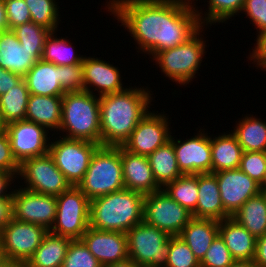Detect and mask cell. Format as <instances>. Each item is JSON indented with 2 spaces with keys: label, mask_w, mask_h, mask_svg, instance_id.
I'll list each match as a JSON object with an SVG mask.
<instances>
[{
  "label": "cell",
  "mask_w": 266,
  "mask_h": 267,
  "mask_svg": "<svg viewBox=\"0 0 266 267\" xmlns=\"http://www.w3.org/2000/svg\"><path fill=\"white\" fill-rule=\"evenodd\" d=\"M195 3L192 0H109L105 9L131 34L138 52L151 58L160 51L184 44L202 27Z\"/></svg>",
  "instance_id": "cell-1"
},
{
  "label": "cell",
  "mask_w": 266,
  "mask_h": 267,
  "mask_svg": "<svg viewBox=\"0 0 266 267\" xmlns=\"http://www.w3.org/2000/svg\"><path fill=\"white\" fill-rule=\"evenodd\" d=\"M151 92L148 87L131 86L99 97L101 146H123L137 124L150 112L155 98Z\"/></svg>",
  "instance_id": "cell-2"
},
{
  "label": "cell",
  "mask_w": 266,
  "mask_h": 267,
  "mask_svg": "<svg viewBox=\"0 0 266 267\" xmlns=\"http://www.w3.org/2000/svg\"><path fill=\"white\" fill-rule=\"evenodd\" d=\"M144 196L124 188L91 200L89 227L127 233L143 221Z\"/></svg>",
  "instance_id": "cell-3"
},
{
  "label": "cell",
  "mask_w": 266,
  "mask_h": 267,
  "mask_svg": "<svg viewBox=\"0 0 266 267\" xmlns=\"http://www.w3.org/2000/svg\"><path fill=\"white\" fill-rule=\"evenodd\" d=\"M60 133L68 139H83L101 145L99 96L85 90L65 93Z\"/></svg>",
  "instance_id": "cell-4"
},
{
  "label": "cell",
  "mask_w": 266,
  "mask_h": 267,
  "mask_svg": "<svg viewBox=\"0 0 266 267\" xmlns=\"http://www.w3.org/2000/svg\"><path fill=\"white\" fill-rule=\"evenodd\" d=\"M77 187L90 201L124 189L121 146H100Z\"/></svg>",
  "instance_id": "cell-5"
},
{
  "label": "cell",
  "mask_w": 266,
  "mask_h": 267,
  "mask_svg": "<svg viewBox=\"0 0 266 267\" xmlns=\"http://www.w3.org/2000/svg\"><path fill=\"white\" fill-rule=\"evenodd\" d=\"M204 28L202 26L184 44L160 51L151 57L162 73L177 85L186 86L196 78L195 74L198 73L202 58L206 55V40L201 34Z\"/></svg>",
  "instance_id": "cell-6"
},
{
  "label": "cell",
  "mask_w": 266,
  "mask_h": 267,
  "mask_svg": "<svg viewBox=\"0 0 266 267\" xmlns=\"http://www.w3.org/2000/svg\"><path fill=\"white\" fill-rule=\"evenodd\" d=\"M129 258L137 266L164 267L170 250V235L142 221L127 233Z\"/></svg>",
  "instance_id": "cell-7"
},
{
  "label": "cell",
  "mask_w": 266,
  "mask_h": 267,
  "mask_svg": "<svg viewBox=\"0 0 266 267\" xmlns=\"http://www.w3.org/2000/svg\"><path fill=\"white\" fill-rule=\"evenodd\" d=\"M56 200V218L49 232L71 240H81L89 228L90 200L77 186H71Z\"/></svg>",
  "instance_id": "cell-8"
},
{
  "label": "cell",
  "mask_w": 266,
  "mask_h": 267,
  "mask_svg": "<svg viewBox=\"0 0 266 267\" xmlns=\"http://www.w3.org/2000/svg\"><path fill=\"white\" fill-rule=\"evenodd\" d=\"M59 138H55L56 141L52 139L49 154L71 186H77L82 181L93 154L101 145L83 139H68L61 134Z\"/></svg>",
  "instance_id": "cell-9"
},
{
  "label": "cell",
  "mask_w": 266,
  "mask_h": 267,
  "mask_svg": "<svg viewBox=\"0 0 266 267\" xmlns=\"http://www.w3.org/2000/svg\"><path fill=\"white\" fill-rule=\"evenodd\" d=\"M48 232L43 226L13 218L1 230L2 259L9 264L25 265Z\"/></svg>",
  "instance_id": "cell-10"
},
{
  "label": "cell",
  "mask_w": 266,
  "mask_h": 267,
  "mask_svg": "<svg viewBox=\"0 0 266 267\" xmlns=\"http://www.w3.org/2000/svg\"><path fill=\"white\" fill-rule=\"evenodd\" d=\"M191 219V212L173 200L163 188L144 196L143 221L170 236H179Z\"/></svg>",
  "instance_id": "cell-11"
},
{
  "label": "cell",
  "mask_w": 266,
  "mask_h": 267,
  "mask_svg": "<svg viewBox=\"0 0 266 267\" xmlns=\"http://www.w3.org/2000/svg\"><path fill=\"white\" fill-rule=\"evenodd\" d=\"M17 179H24L20 187L55 197L71 187L49 153L24 160Z\"/></svg>",
  "instance_id": "cell-12"
},
{
  "label": "cell",
  "mask_w": 266,
  "mask_h": 267,
  "mask_svg": "<svg viewBox=\"0 0 266 267\" xmlns=\"http://www.w3.org/2000/svg\"><path fill=\"white\" fill-rule=\"evenodd\" d=\"M18 187L12 193L13 218L20 222L35 223L50 231L56 218V197Z\"/></svg>",
  "instance_id": "cell-13"
},
{
  "label": "cell",
  "mask_w": 266,
  "mask_h": 267,
  "mask_svg": "<svg viewBox=\"0 0 266 267\" xmlns=\"http://www.w3.org/2000/svg\"><path fill=\"white\" fill-rule=\"evenodd\" d=\"M164 110L161 113L150 111L132 131L123 147L134 154L149 156L171 138L169 116ZM170 130V131H169Z\"/></svg>",
  "instance_id": "cell-14"
},
{
  "label": "cell",
  "mask_w": 266,
  "mask_h": 267,
  "mask_svg": "<svg viewBox=\"0 0 266 267\" xmlns=\"http://www.w3.org/2000/svg\"><path fill=\"white\" fill-rule=\"evenodd\" d=\"M11 150L19 164L24 160L49 153V131L35 122L20 120L7 124Z\"/></svg>",
  "instance_id": "cell-15"
},
{
  "label": "cell",
  "mask_w": 266,
  "mask_h": 267,
  "mask_svg": "<svg viewBox=\"0 0 266 267\" xmlns=\"http://www.w3.org/2000/svg\"><path fill=\"white\" fill-rule=\"evenodd\" d=\"M198 132L197 135L194 134V137L183 141L174 139L173 136V147L178 167L183 174L212 173L210 135L201 128Z\"/></svg>",
  "instance_id": "cell-16"
},
{
  "label": "cell",
  "mask_w": 266,
  "mask_h": 267,
  "mask_svg": "<svg viewBox=\"0 0 266 267\" xmlns=\"http://www.w3.org/2000/svg\"><path fill=\"white\" fill-rule=\"evenodd\" d=\"M219 185L225 212L232 217L251 197L261 192V186L243 171L222 170L214 173Z\"/></svg>",
  "instance_id": "cell-17"
},
{
  "label": "cell",
  "mask_w": 266,
  "mask_h": 267,
  "mask_svg": "<svg viewBox=\"0 0 266 267\" xmlns=\"http://www.w3.org/2000/svg\"><path fill=\"white\" fill-rule=\"evenodd\" d=\"M81 240L102 266L129 258L126 233L89 227Z\"/></svg>",
  "instance_id": "cell-18"
},
{
  "label": "cell",
  "mask_w": 266,
  "mask_h": 267,
  "mask_svg": "<svg viewBox=\"0 0 266 267\" xmlns=\"http://www.w3.org/2000/svg\"><path fill=\"white\" fill-rule=\"evenodd\" d=\"M109 62L95 58V56L86 57L84 55L82 67L85 91L100 97L126 89V86L123 87L120 69ZM94 91L98 93L95 94Z\"/></svg>",
  "instance_id": "cell-19"
},
{
  "label": "cell",
  "mask_w": 266,
  "mask_h": 267,
  "mask_svg": "<svg viewBox=\"0 0 266 267\" xmlns=\"http://www.w3.org/2000/svg\"><path fill=\"white\" fill-rule=\"evenodd\" d=\"M43 50H28L14 32L4 30L0 37V67L22 78L42 58Z\"/></svg>",
  "instance_id": "cell-20"
},
{
  "label": "cell",
  "mask_w": 266,
  "mask_h": 267,
  "mask_svg": "<svg viewBox=\"0 0 266 267\" xmlns=\"http://www.w3.org/2000/svg\"><path fill=\"white\" fill-rule=\"evenodd\" d=\"M124 187L143 195L161 188L157 185L147 156L134 154L121 146Z\"/></svg>",
  "instance_id": "cell-21"
},
{
  "label": "cell",
  "mask_w": 266,
  "mask_h": 267,
  "mask_svg": "<svg viewBox=\"0 0 266 267\" xmlns=\"http://www.w3.org/2000/svg\"><path fill=\"white\" fill-rule=\"evenodd\" d=\"M191 214L192 218L217 222L230 218L222 204L218 181L214 173L198 174V201Z\"/></svg>",
  "instance_id": "cell-22"
},
{
  "label": "cell",
  "mask_w": 266,
  "mask_h": 267,
  "mask_svg": "<svg viewBox=\"0 0 266 267\" xmlns=\"http://www.w3.org/2000/svg\"><path fill=\"white\" fill-rule=\"evenodd\" d=\"M30 95L63 96L61 66L38 60L23 77Z\"/></svg>",
  "instance_id": "cell-23"
},
{
  "label": "cell",
  "mask_w": 266,
  "mask_h": 267,
  "mask_svg": "<svg viewBox=\"0 0 266 267\" xmlns=\"http://www.w3.org/2000/svg\"><path fill=\"white\" fill-rule=\"evenodd\" d=\"M219 235L234 260H254L256 238L234 218L230 217L219 222Z\"/></svg>",
  "instance_id": "cell-24"
},
{
  "label": "cell",
  "mask_w": 266,
  "mask_h": 267,
  "mask_svg": "<svg viewBox=\"0 0 266 267\" xmlns=\"http://www.w3.org/2000/svg\"><path fill=\"white\" fill-rule=\"evenodd\" d=\"M61 114L62 96H29L25 120L57 133L61 125Z\"/></svg>",
  "instance_id": "cell-25"
},
{
  "label": "cell",
  "mask_w": 266,
  "mask_h": 267,
  "mask_svg": "<svg viewBox=\"0 0 266 267\" xmlns=\"http://www.w3.org/2000/svg\"><path fill=\"white\" fill-rule=\"evenodd\" d=\"M218 235L219 222L192 218L184 226L179 236L186 242L200 262Z\"/></svg>",
  "instance_id": "cell-26"
},
{
  "label": "cell",
  "mask_w": 266,
  "mask_h": 267,
  "mask_svg": "<svg viewBox=\"0 0 266 267\" xmlns=\"http://www.w3.org/2000/svg\"><path fill=\"white\" fill-rule=\"evenodd\" d=\"M219 136H210L212 152V173L222 170L238 169L243 150L236 137L223 132ZM213 136V138H212Z\"/></svg>",
  "instance_id": "cell-27"
},
{
  "label": "cell",
  "mask_w": 266,
  "mask_h": 267,
  "mask_svg": "<svg viewBox=\"0 0 266 267\" xmlns=\"http://www.w3.org/2000/svg\"><path fill=\"white\" fill-rule=\"evenodd\" d=\"M71 241L48 232L25 267H62Z\"/></svg>",
  "instance_id": "cell-28"
},
{
  "label": "cell",
  "mask_w": 266,
  "mask_h": 267,
  "mask_svg": "<svg viewBox=\"0 0 266 267\" xmlns=\"http://www.w3.org/2000/svg\"><path fill=\"white\" fill-rule=\"evenodd\" d=\"M247 115L238 121L231 133L236 137L243 152H266L265 119L263 121L253 114Z\"/></svg>",
  "instance_id": "cell-29"
},
{
  "label": "cell",
  "mask_w": 266,
  "mask_h": 267,
  "mask_svg": "<svg viewBox=\"0 0 266 267\" xmlns=\"http://www.w3.org/2000/svg\"><path fill=\"white\" fill-rule=\"evenodd\" d=\"M148 160L160 188H164L168 183L183 175L178 167L172 135L170 141L148 156Z\"/></svg>",
  "instance_id": "cell-30"
},
{
  "label": "cell",
  "mask_w": 266,
  "mask_h": 267,
  "mask_svg": "<svg viewBox=\"0 0 266 267\" xmlns=\"http://www.w3.org/2000/svg\"><path fill=\"white\" fill-rule=\"evenodd\" d=\"M232 218L255 238L266 234V199L262 192L248 199Z\"/></svg>",
  "instance_id": "cell-31"
},
{
  "label": "cell",
  "mask_w": 266,
  "mask_h": 267,
  "mask_svg": "<svg viewBox=\"0 0 266 267\" xmlns=\"http://www.w3.org/2000/svg\"><path fill=\"white\" fill-rule=\"evenodd\" d=\"M56 33L51 32L46 38L41 59L57 66L82 64L84 56L75 53L73 44L67 38L57 37Z\"/></svg>",
  "instance_id": "cell-32"
},
{
  "label": "cell",
  "mask_w": 266,
  "mask_h": 267,
  "mask_svg": "<svg viewBox=\"0 0 266 267\" xmlns=\"http://www.w3.org/2000/svg\"><path fill=\"white\" fill-rule=\"evenodd\" d=\"M29 96L24 79L0 96V110L6 124L25 120Z\"/></svg>",
  "instance_id": "cell-33"
},
{
  "label": "cell",
  "mask_w": 266,
  "mask_h": 267,
  "mask_svg": "<svg viewBox=\"0 0 266 267\" xmlns=\"http://www.w3.org/2000/svg\"><path fill=\"white\" fill-rule=\"evenodd\" d=\"M163 189L191 213L195 210L198 201V174H183Z\"/></svg>",
  "instance_id": "cell-34"
},
{
  "label": "cell",
  "mask_w": 266,
  "mask_h": 267,
  "mask_svg": "<svg viewBox=\"0 0 266 267\" xmlns=\"http://www.w3.org/2000/svg\"><path fill=\"white\" fill-rule=\"evenodd\" d=\"M195 0H192L194 2ZM198 1V0H196ZM209 5L207 12L202 13L201 10L196 8V12L198 15V20L201 26L210 27L214 23H226L227 20H230L231 17H235V15H239L241 12L245 0H209L207 1ZM204 15V16H202ZM209 24V25H208Z\"/></svg>",
  "instance_id": "cell-35"
},
{
  "label": "cell",
  "mask_w": 266,
  "mask_h": 267,
  "mask_svg": "<svg viewBox=\"0 0 266 267\" xmlns=\"http://www.w3.org/2000/svg\"><path fill=\"white\" fill-rule=\"evenodd\" d=\"M57 0H25L30 11L31 21L51 32H57L60 11Z\"/></svg>",
  "instance_id": "cell-36"
},
{
  "label": "cell",
  "mask_w": 266,
  "mask_h": 267,
  "mask_svg": "<svg viewBox=\"0 0 266 267\" xmlns=\"http://www.w3.org/2000/svg\"><path fill=\"white\" fill-rule=\"evenodd\" d=\"M18 41L28 50H43L46 38L51 31L33 21L12 29Z\"/></svg>",
  "instance_id": "cell-37"
},
{
  "label": "cell",
  "mask_w": 266,
  "mask_h": 267,
  "mask_svg": "<svg viewBox=\"0 0 266 267\" xmlns=\"http://www.w3.org/2000/svg\"><path fill=\"white\" fill-rule=\"evenodd\" d=\"M164 267H200V262L180 236H171L169 255Z\"/></svg>",
  "instance_id": "cell-38"
},
{
  "label": "cell",
  "mask_w": 266,
  "mask_h": 267,
  "mask_svg": "<svg viewBox=\"0 0 266 267\" xmlns=\"http://www.w3.org/2000/svg\"><path fill=\"white\" fill-rule=\"evenodd\" d=\"M62 267H102L82 240H72Z\"/></svg>",
  "instance_id": "cell-39"
},
{
  "label": "cell",
  "mask_w": 266,
  "mask_h": 267,
  "mask_svg": "<svg viewBox=\"0 0 266 267\" xmlns=\"http://www.w3.org/2000/svg\"><path fill=\"white\" fill-rule=\"evenodd\" d=\"M233 261L224 240L218 235L200 261V267H228Z\"/></svg>",
  "instance_id": "cell-40"
},
{
  "label": "cell",
  "mask_w": 266,
  "mask_h": 267,
  "mask_svg": "<svg viewBox=\"0 0 266 267\" xmlns=\"http://www.w3.org/2000/svg\"><path fill=\"white\" fill-rule=\"evenodd\" d=\"M239 169L261 185L266 171V152H243Z\"/></svg>",
  "instance_id": "cell-41"
},
{
  "label": "cell",
  "mask_w": 266,
  "mask_h": 267,
  "mask_svg": "<svg viewBox=\"0 0 266 267\" xmlns=\"http://www.w3.org/2000/svg\"><path fill=\"white\" fill-rule=\"evenodd\" d=\"M61 87L65 93L84 90L82 64L61 66Z\"/></svg>",
  "instance_id": "cell-42"
},
{
  "label": "cell",
  "mask_w": 266,
  "mask_h": 267,
  "mask_svg": "<svg viewBox=\"0 0 266 267\" xmlns=\"http://www.w3.org/2000/svg\"><path fill=\"white\" fill-rule=\"evenodd\" d=\"M9 29L31 21L25 0H4Z\"/></svg>",
  "instance_id": "cell-43"
},
{
  "label": "cell",
  "mask_w": 266,
  "mask_h": 267,
  "mask_svg": "<svg viewBox=\"0 0 266 267\" xmlns=\"http://www.w3.org/2000/svg\"><path fill=\"white\" fill-rule=\"evenodd\" d=\"M240 13L249 18L257 33L266 31V0H245Z\"/></svg>",
  "instance_id": "cell-44"
},
{
  "label": "cell",
  "mask_w": 266,
  "mask_h": 267,
  "mask_svg": "<svg viewBox=\"0 0 266 267\" xmlns=\"http://www.w3.org/2000/svg\"><path fill=\"white\" fill-rule=\"evenodd\" d=\"M0 170L18 177L20 164L14 158L6 130L0 132Z\"/></svg>",
  "instance_id": "cell-45"
},
{
  "label": "cell",
  "mask_w": 266,
  "mask_h": 267,
  "mask_svg": "<svg viewBox=\"0 0 266 267\" xmlns=\"http://www.w3.org/2000/svg\"><path fill=\"white\" fill-rule=\"evenodd\" d=\"M256 43L254 44V49L250 52L248 56L250 61L256 65L255 67L266 71V31L257 33Z\"/></svg>",
  "instance_id": "cell-46"
},
{
  "label": "cell",
  "mask_w": 266,
  "mask_h": 267,
  "mask_svg": "<svg viewBox=\"0 0 266 267\" xmlns=\"http://www.w3.org/2000/svg\"><path fill=\"white\" fill-rule=\"evenodd\" d=\"M23 78L0 67V96L16 86Z\"/></svg>",
  "instance_id": "cell-47"
},
{
  "label": "cell",
  "mask_w": 266,
  "mask_h": 267,
  "mask_svg": "<svg viewBox=\"0 0 266 267\" xmlns=\"http://www.w3.org/2000/svg\"><path fill=\"white\" fill-rule=\"evenodd\" d=\"M13 198H0V229H4L6 225L13 219Z\"/></svg>",
  "instance_id": "cell-48"
},
{
  "label": "cell",
  "mask_w": 266,
  "mask_h": 267,
  "mask_svg": "<svg viewBox=\"0 0 266 267\" xmlns=\"http://www.w3.org/2000/svg\"><path fill=\"white\" fill-rule=\"evenodd\" d=\"M14 178H17L14 174L0 170V198L10 197L12 195L14 188L11 185L15 182Z\"/></svg>",
  "instance_id": "cell-49"
},
{
  "label": "cell",
  "mask_w": 266,
  "mask_h": 267,
  "mask_svg": "<svg viewBox=\"0 0 266 267\" xmlns=\"http://www.w3.org/2000/svg\"><path fill=\"white\" fill-rule=\"evenodd\" d=\"M254 263L258 267H266V234L256 238Z\"/></svg>",
  "instance_id": "cell-50"
},
{
  "label": "cell",
  "mask_w": 266,
  "mask_h": 267,
  "mask_svg": "<svg viewBox=\"0 0 266 267\" xmlns=\"http://www.w3.org/2000/svg\"><path fill=\"white\" fill-rule=\"evenodd\" d=\"M0 29L3 31L9 29L4 0H0Z\"/></svg>",
  "instance_id": "cell-51"
},
{
  "label": "cell",
  "mask_w": 266,
  "mask_h": 267,
  "mask_svg": "<svg viewBox=\"0 0 266 267\" xmlns=\"http://www.w3.org/2000/svg\"><path fill=\"white\" fill-rule=\"evenodd\" d=\"M228 267H258L253 260H234Z\"/></svg>",
  "instance_id": "cell-52"
},
{
  "label": "cell",
  "mask_w": 266,
  "mask_h": 267,
  "mask_svg": "<svg viewBox=\"0 0 266 267\" xmlns=\"http://www.w3.org/2000/svg\"><path fill=\"white\" fill-rule=\"evenodd\" d=\"M102 267H138L130 258H127L123 261L108 264Z\"/></svg>",
  "instance_id": "cell-53"
},
{
  "label": "cell",
  "mask_w": 266,
  "mask_h": 267,
  "mask_svg": "<svg viewBox=\"0 0 266 267\" xmlns=\"http://www.w3.org/2000/svg\"><path fill=\"white\" fill-rule=\"evenodd\" d=\"M0 267H25V265L9 264L4 259H0Z\"/></svg>",
  "instance_id": "cell-54"
},
{
  "label": "cell",
  "mask_w": 266,
  "mask_h": 267,
  "mask_svg": "<svg viewBox=\"0 0 266 267\" xmlns=\"http://www.w3.org/2000/svg\"><path fill=\"white\" fill-rule=\"evenodd\" d=\"M6 127H7V124L3 120L2 113H1V110H0V132L5 131Z\"/></svg>",
  "instance_id": "cell-55"
},
{
  "label": "cell",
  "mask_w": 266,
  "mask_h": 267,
  "mask_svg": "<svg viewBox=\"0 0 266 267\" xmlns=\"http://www.w3.org/2000/svg\"><path fill=\"white\" fill-rule=\"evenodd\" d=\"M260 186H261V189L266 188V171H265L263 183Z\"/></svg>",
  "instance_id": "cell-56"
},
{
  "label": "cell",
  "mask_w": 266,
  "mask_h": 267,
  "mask_svg": "<svg viewBox=\"0 0 266 267\" xmlns=\"http://www.w3.org/2000/svg\"><path fill=\"white\" fill-rule=\"evenodd\" d=\"M0 259H2V241H1V229H0Z\"/></svg>",
  "instance_id": "cell-57"
},
{
  "label": "cell",
  "mask_w": 266,
  "mask_h": 267,
  "mask_svg": "<svg viewBox=\"0 0 266 267\" xmlns=\"http://www.w3.org/2000/svg\"><path fill=\"white\" fill-rule=\"evenodd\" d=\"M261 192H262V194L264 195V197L266 199V188L261 189Z\"/></svg>",
  "instance_id": "cell-58"
}]
</instances>
